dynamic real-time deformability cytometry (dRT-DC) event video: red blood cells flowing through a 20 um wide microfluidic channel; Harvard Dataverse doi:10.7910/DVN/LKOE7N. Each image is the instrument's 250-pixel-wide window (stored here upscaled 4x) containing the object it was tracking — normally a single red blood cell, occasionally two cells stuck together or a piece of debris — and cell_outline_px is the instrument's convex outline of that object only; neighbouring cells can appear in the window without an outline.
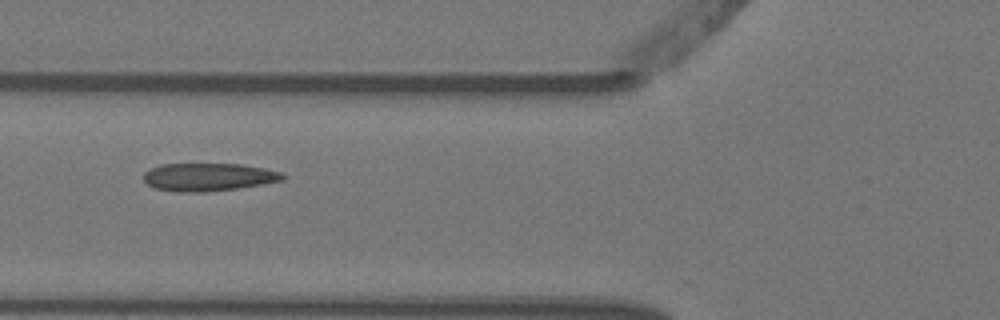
{"species": "Egyptian fruit bat (a non-hibernating species)", "species_latin": "Rousettus aegyptiacus", "temperature_condition": "warm", "stored_images_in_passage": 6, "camera_frame_rate_fps": 3000, "um_per_image_px": 0.085, "animal": {"sex": "female"}, "frame": {"image": 1, "passage_image": 6, "time_ms": 1.667, "image_size_px": [1000, 320], "cell_outline_px": [[288, 176], [284, 180], [236, 188], [204, 192], [176, 192], [156, 188], [148, 184], [144, 180], [144, 172], [160, 164], [240, 164], [264, 168], [280, 172]], "centroid_in_image_um": [17.72, 15.04], "position_along_channel_um": 108.1, "area_um2": 22.48}}